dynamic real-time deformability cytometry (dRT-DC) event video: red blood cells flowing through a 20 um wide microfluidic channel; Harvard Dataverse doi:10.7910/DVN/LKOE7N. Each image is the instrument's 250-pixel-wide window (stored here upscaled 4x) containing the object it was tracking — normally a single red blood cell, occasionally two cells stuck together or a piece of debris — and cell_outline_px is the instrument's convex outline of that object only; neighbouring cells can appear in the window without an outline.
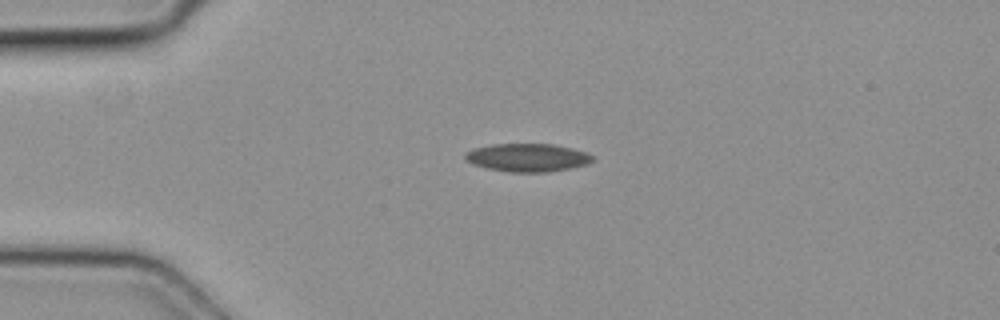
{"species": "common noctule bat (a hibernating species)", "species_latin": "Nyctalus noctula", "temperature_condition": "cold", "stored_images_in_passage": 4, "camera_frame_rate_fps": 3000, "um_per_image_px": 0.085, "animal": {"sex": "female", "body_mass_g": 19.3, "forearm_length_mm": 54.1}, "frame": {"image": 1, "passage_image": 4, "time_ms": 1.0, "image_size_px": [1000, 320], "cell_outline_px": [[596, 160], [588, 164], [548, 172], [508, 172], [488, 168], [472, 164], [464, 156], [468, 152], [476, 148], [492, 144], [552, 144], [572, 148], [584, 152], [592, 156]], "centroid_in_image_um": [44.87, 13.4], "position_along_channel_um": 40.1, "area_um2": 20.63}}